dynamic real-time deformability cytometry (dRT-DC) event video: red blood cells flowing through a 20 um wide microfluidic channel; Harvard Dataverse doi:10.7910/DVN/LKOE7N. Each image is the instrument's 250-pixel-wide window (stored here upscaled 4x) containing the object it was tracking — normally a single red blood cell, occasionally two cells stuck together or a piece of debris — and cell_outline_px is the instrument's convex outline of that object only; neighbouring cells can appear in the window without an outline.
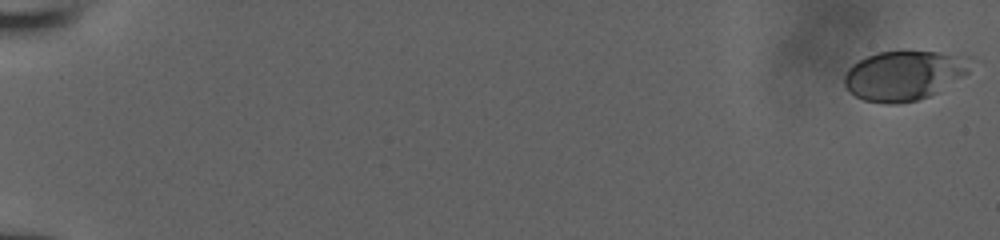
{"species": "human", "species_latin": "Homo sapiens", "temperature_condition": "room temperature", "stored_images_in_passage": 16, "camera_frame_rate_fps": 3000, "um_per_image_px": 0.085, "donor": {"sex": "male"}, "frame": {"image": 1, "passage_image": 1, "time_ms": 0.0, "image_size_px": [1000, 240], "cell_outline_px": [[968, 72], [964, 76], [936, 92], [928, 96], [916, 100], [900, 104], [884, 104], [864, 100], [848, 92], [844, 84], [844, 76], [848, 68], [852, 64], [876, 52], [940, 52], [968, 56]], "centroid_in_image_um": [76.79, 6.42], "position_along_channel_um": 8.2, "area_um2": 36.24}}